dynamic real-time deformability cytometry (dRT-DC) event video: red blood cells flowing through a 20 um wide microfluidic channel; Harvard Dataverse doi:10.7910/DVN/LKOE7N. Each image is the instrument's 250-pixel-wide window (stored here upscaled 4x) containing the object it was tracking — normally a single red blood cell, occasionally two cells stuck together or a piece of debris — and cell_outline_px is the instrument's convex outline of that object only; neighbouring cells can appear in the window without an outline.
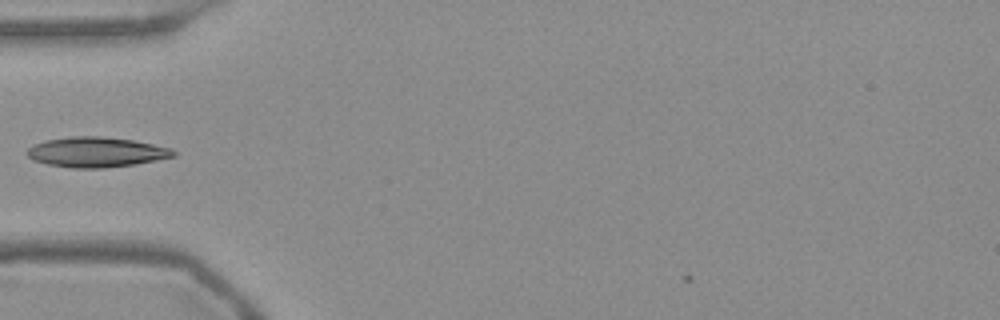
{"species": "Egyptian fruit bat (a non-hibernating species)", "species_latin": "Rousettus aegyptiacus", "temperature_condition": "warm", "stored_images_in_passage": 34, "camera_frame_rate_fps": 3000, "um_per_image_px": 0.085, "frame": {"image": 1, "passage_image": 1, "time_ms": 0.0, "image_size_px": [1000, 320], "cell_outline_px": [[176, 156], [156, 160], [132, 164], [104, 168], [72, 168], [48, 164], [32, 160], [24, 152], [32, 144], [44, 140], [72, 136], [100, 136], [132, 140], [172, 148], [176, 152]], "centroid_in_image_um": [8.13, 12.92], "position_along_channel_um": 76.9, "area_um2": 25.72}}
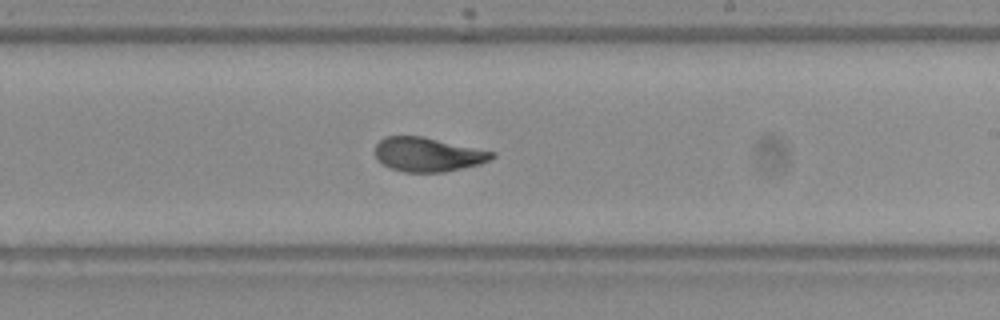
{"frame": {"image": 2, "passage_image": 15, "time_ms": 4.667, "image_size_px": [1000, 320], "cell_outline_px": [[496, 156], [492, 160], [480, 164], [444, 172], [404, 172], [392, 168], [376, 160], [376, 144], [384, 136], [424, 136], [496, 152]], "centroid_in_image_um": [36.4, 13.12], "position_along_channel_um": 252.6, "area_um2": 23.41}}
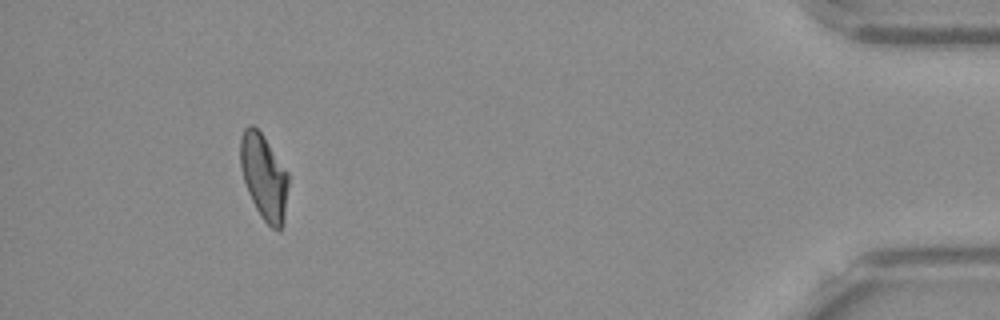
{"frame": {"image": 3, "passage_image": 33, "time_ms": 10.667, "image_size_px": [1000, 320], "cell_outline_px": [[288, 184], [284, 224], [280, 228], [272, 228], [260, 216], [248, 192], [244, 180], [240, 164], [240, 140], [244, 128], [248, 124], [252, 124], [264, 136], [288, 172]], "centroid_in_image_um": [22.44, 15.01], "position_along_channel_um": 412.8, "area_um2": 23.81}}